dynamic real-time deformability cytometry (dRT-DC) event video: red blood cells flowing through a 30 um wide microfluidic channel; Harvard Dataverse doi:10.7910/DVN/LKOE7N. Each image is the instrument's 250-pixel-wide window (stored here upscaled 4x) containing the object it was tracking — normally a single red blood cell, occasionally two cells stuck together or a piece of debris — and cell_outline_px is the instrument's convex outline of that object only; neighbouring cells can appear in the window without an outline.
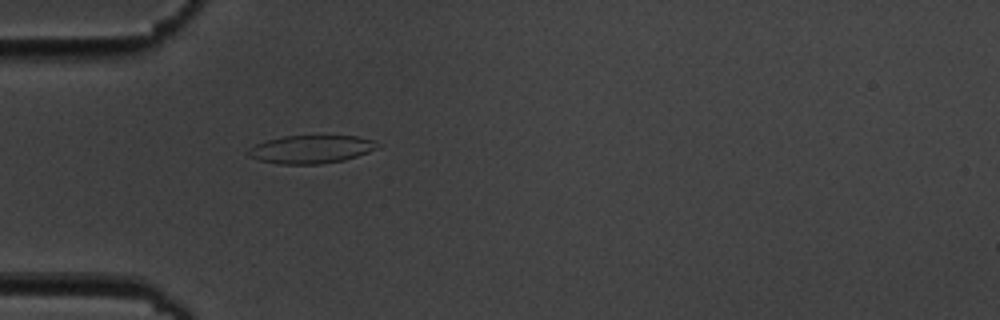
{"species": "common noctule bat (a hibernating species)", "species_latin": "Nyctalus noctula", "temperature_condition": "cold", "stored_images_in_passage": 2, "camera_frame_rate_fps": 3000, "um_per_image_px": 0.085, "animal": {"sex": "male", "body_mass_g": 19.5, "forearm_length_mm": 54.6}, "frame": {"image": 1, "passage_image": 2, "time_ms": 1.0, "image_size_px": [1000, 320], "cell_outline_px": [[376, 148], [368, 152], [344, 160], [320, 164], [280, 164], [260, 160], [248, 156], [248, 148], [264, 140], [284, 136], [356, 136], [372, 140]], "centroid_in_image_um": [26.36, 12.69], "position_along_channel_um": 58.6, "area_um2": 20.87}}